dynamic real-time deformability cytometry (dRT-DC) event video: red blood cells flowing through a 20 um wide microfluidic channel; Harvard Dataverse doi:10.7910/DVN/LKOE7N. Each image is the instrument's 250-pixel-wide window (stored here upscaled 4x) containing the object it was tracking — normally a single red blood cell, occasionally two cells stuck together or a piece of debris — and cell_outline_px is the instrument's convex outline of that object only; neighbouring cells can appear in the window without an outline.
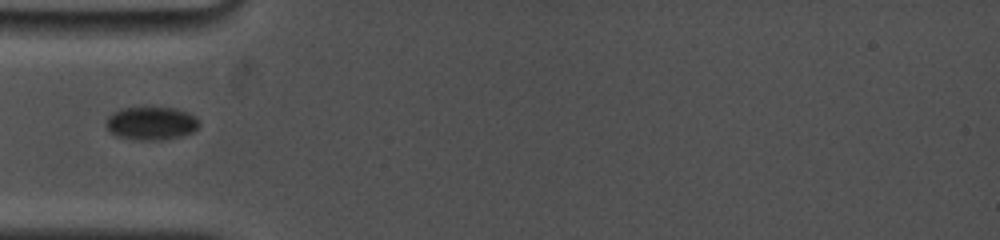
{"species": "common noctule bat (a hibernating species)", "species_latin": "Nyctalus noctula", "temperature_condition": "cold", "stored_images_in_passage": 39, "camera_frame_rate_fps": 5000, "um_per_image_px": 0.085, "animal": {"sex": "female", "body_mass_g": 19.0, "forearm_length_mm": 53.3}, "frame": {"image": 1, "passage_image": 1, "time_ms": 0.0, "image_size_px": [1000, 240], "cell_outline_px": [[200, 124], [192, 132], [180, 136], [160, 140], [136, 140], [116, 136], [108, 132], [104, 124], [108, 116], [112, 112], [120, 108], [176, 108], [188, 112], [196, 116], [200, 120]], "centroid_in_image_um": [12.82, 10.48], "position_along_channel_um": 72.2, "area_um2": 18.26}}
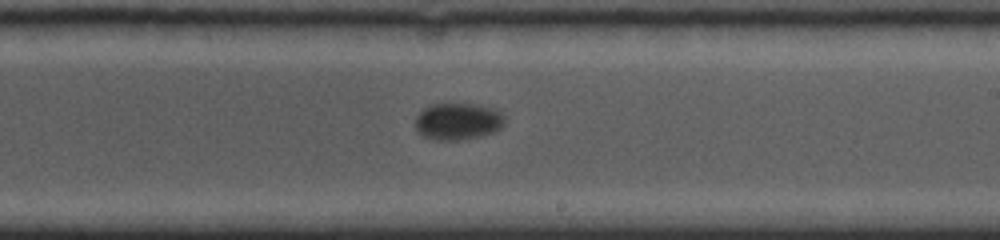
{"frame": {"image": 2, "passage_image": 16, "time_ms": 5.0, "image_size_px": [1000, 240], "cell_outline_px": [[504, 124], [496, 132], [484, 136], [464, 140], [436, 140], [424, 136], [416, 132], [416, 116], [424, 108], [432, 104], [480, 104], [496, 108], [504, 116]], "centroid_in_image_um": [38.96, 10.33], "position_along_channel_um": 250.0, "area_um2": 19.59}}
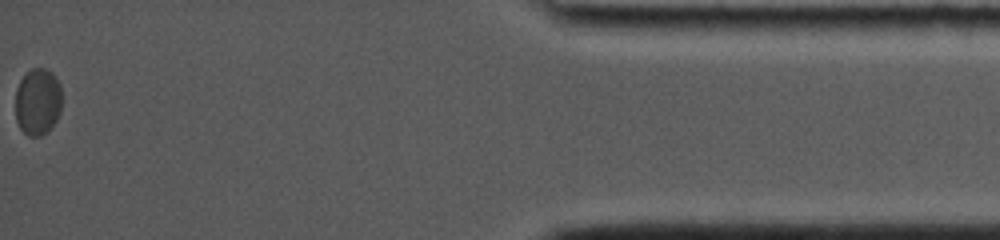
{"frame": {"image": 3, "passage_image": 39, "time_ms": 12.0, "image_size_px": [1000, 240], "cell_outline_px": [[60, 112], [56, 120], [40, 136], [28, 136], [20, 128], [16, 120], [16, 88], [20, 80], [32, 68], [48, 68], [56, 76], [60, 84]], "centroid_in_image_um": [3.2, 8.61], "position_along_channel_um": 432.0, "area_um2": 17.98}}